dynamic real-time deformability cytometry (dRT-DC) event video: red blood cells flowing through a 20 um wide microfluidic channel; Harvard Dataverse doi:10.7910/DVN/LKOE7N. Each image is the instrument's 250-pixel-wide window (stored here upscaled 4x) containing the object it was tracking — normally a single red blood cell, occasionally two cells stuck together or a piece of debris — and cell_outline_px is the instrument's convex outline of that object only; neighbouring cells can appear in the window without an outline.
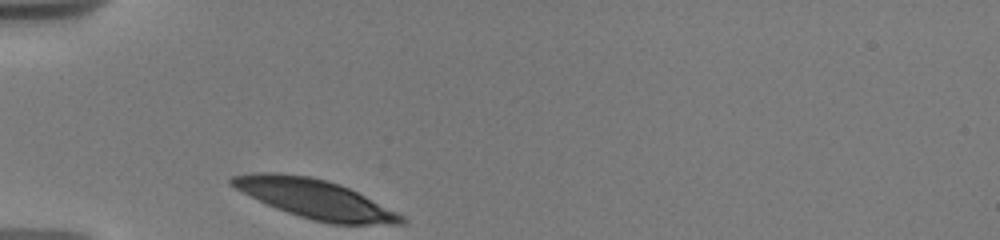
{"species": "human", "species_latin": "Homo sapiens", "temperature_condition": "warm", "stored_images_in_passage": 14, "camera_frame_rate_fps": 3000, "um_per_image_px": 0.085, "donor": {"sex": "male"}, "frame": {"image": 1, "passage_image": 1, "time_ms": 0.0, "image_size_px": [1000, 240], "cell_outline_px": [[408, 224], [332, 224], [312, 220], [276, 208], [228, 184], [228, 180], [232, 176], [256, 172], [276, 172], [308, 176], [328, 180], [340, 184], [408, 216]], "centroid_in_image_um": [26.86, 16.91], "position_along_channel_um": 58.1, "area_um2": 38.55}}
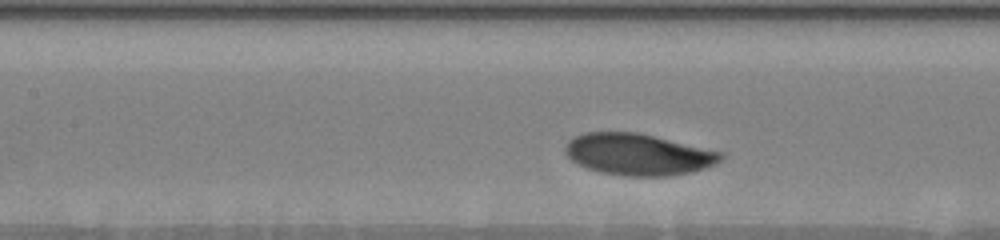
{"frame": {"image": 2, "passage_image": 8, "time_ms": 3.0, "image_size_px": [1000, 240], "cell_outline_px": [[724, 156], [716, 164], [692, 172], [672, 176], [624, 176], [600, 172], [588, 168], [572, 160], [564, 152], [564, 148], [568, 140], [584, 132], [636, 132], [724, 152]], "centroid_in_image_um": [54.26, 13.13], "position_along_channel_um": 153.1, "area_um2": 37.69}}
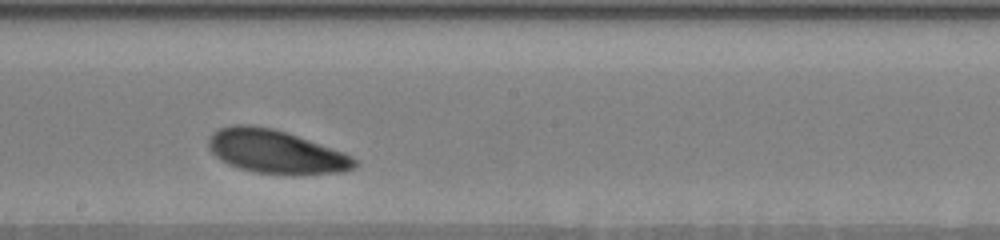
{"frame": {"image": 3, "passage_image": 12, "time_ms": 5.0, "image_size_px": [1000, 240], "cell_outline_px": [[360, 164], [356, 168], [344, 172], [296, 176], [288, 176], [256, 172], [240, 168], [228, 164], [220, 160], [208, 148], [208, 140], [212, 132], [220, 128], [232, 124], [248, 124], [272, 128], [344, 152], [360, 160]], "centroid_in_image_um": [23.49, 12.93], "position_along_channel_um": 224.7, "area_um2": 37.63}}